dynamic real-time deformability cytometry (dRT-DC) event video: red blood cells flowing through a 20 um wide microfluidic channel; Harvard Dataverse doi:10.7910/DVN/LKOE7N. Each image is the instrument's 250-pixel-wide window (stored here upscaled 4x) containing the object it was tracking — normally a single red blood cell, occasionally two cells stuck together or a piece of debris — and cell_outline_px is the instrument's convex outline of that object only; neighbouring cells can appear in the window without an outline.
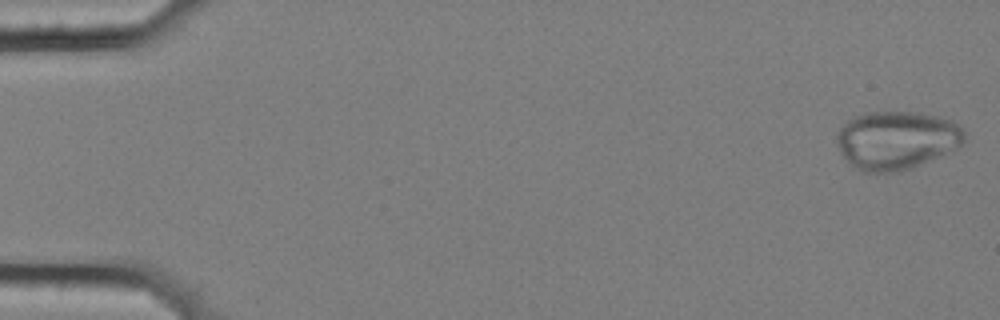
{"species": "common noctule bat (a hibernating species)", "species_latin": "Nyctalus noctula", "temperature_condition": "cold", "stored_images_in_passage": 57, "camera_frame_rate_fps": 3000, "um_per_image_px": 0.085, "animal": {"sex": "female", "body_mass_g": 25.1}, "frame": {"image": 1, "passage_image": 1, "time_ms": 0.0, "image_size_px": [1000, 320], "cell_outline_px": [[964, 144], [940, 156], [912, 168], [900, 172], [864, 172], [856, 168], [840, 152], [836, 140], [836, 132], [848, 120], [856, 116], [868, 112], [920, 112], [952, 120], [964, 132]], "centroid_in_image_um": [76.2, 11.91], "position_along_channel_um": 8.8, "area_um2": 43.35}}
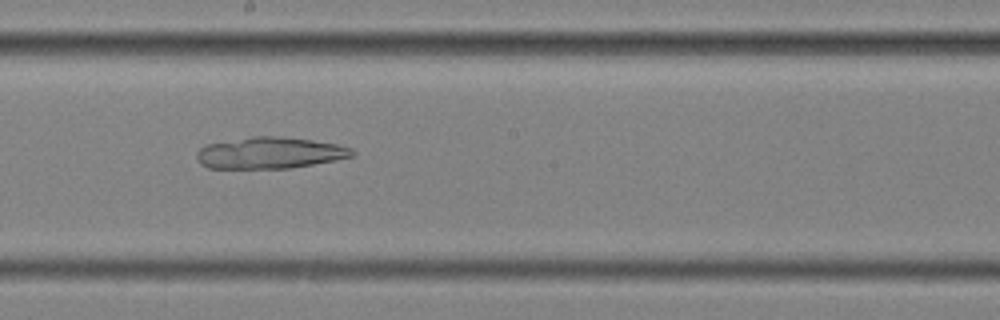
{"frame": {"image": 2, "passage_image": 32, "time_ms": 10.333, "image_size_px": [1000, 320], "cell_outline_px": [[356, 152], [352, 156], [312, 164], [288, 168], [208, 168], [200, 164], [196, 160], [196, 152], [204, 144], [252, 136], [280, 136], [312, 140], [336, 144], [352, 148]], "centroid_in_image_um": [22.86, 12.99], "position_along_channel_um": 225.3, "area_um2": 28.5}}
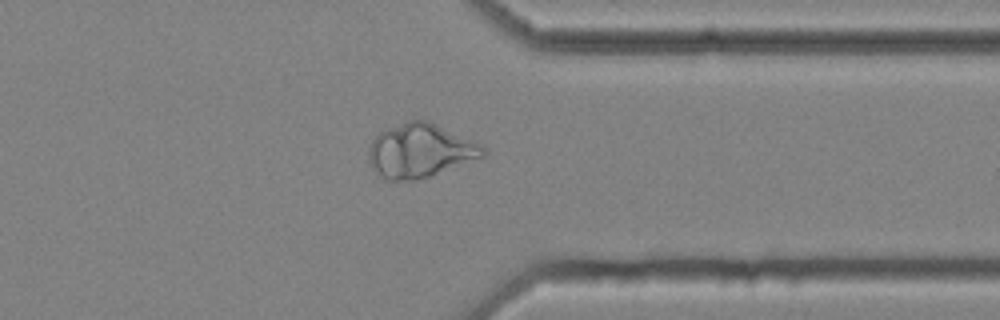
{"frame": {"image": 3, "passage_image": 45, "time_ms": 14.667, "image_size_px": [1000, 320], "cell_outline_px": [[488, 152], [484, 156], [428, 176], [416, 180], [384, 180], [372, 168], [368, 156], [368, 148], [372, 140], [380, 132], [388, 128], [408, 120], [428, 120], [476, 140], [484, 144], [488, 148]], "centroid_in_image_um": [35.75, 12.79], "position_along_channel_um": 375.7, "area_um2": 36.13}}